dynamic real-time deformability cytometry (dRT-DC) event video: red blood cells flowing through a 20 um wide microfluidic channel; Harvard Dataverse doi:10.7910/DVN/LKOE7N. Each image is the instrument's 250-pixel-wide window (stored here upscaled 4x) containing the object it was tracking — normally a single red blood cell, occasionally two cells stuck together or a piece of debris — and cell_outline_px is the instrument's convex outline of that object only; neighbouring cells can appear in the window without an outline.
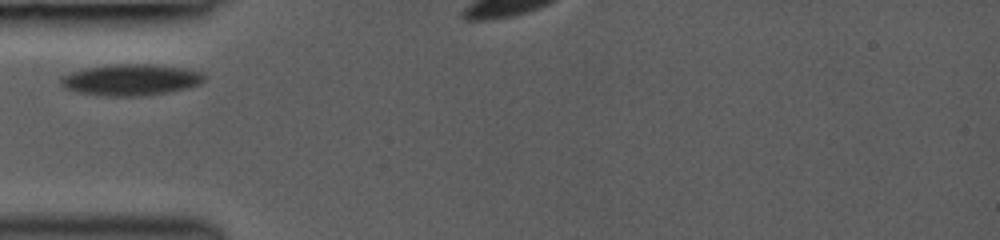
{"species": "common noctule bat (a hibernating species)", "species_latin": "Nyctalus noctula", "temperature_condition": "room temperature", "stored_images_in_passage": 27, "camera_frame_rate_fps": 3000, "um_per_image_px": 0.085, "animal": {"sex": "female", "body_mass_g": 19.0, "forearm_length_mm": 53.3}, "frame": {"image": 1, "passage_image": 1, "time_ms": 0.0, "image_size_px": [1000, 240], "cell_outline_px": [[204, 80], [200, 84], [188, 88], [140, 96], [100, 96], [80, 92], [64, 88], [60, 84], [60, 80], [64, 76], [72, 72], [84, 68], [116, 64], [148, 64], [184, 68], [204, 72]], "centroid_in_image_um": [11.13, 6.78], "position_along_channel_um": 73.9, "area_um2": 26.01}}
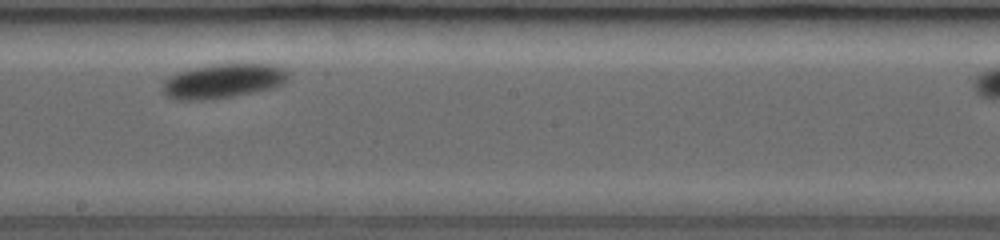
{"frame": {"image": 2, "passage_image": 13, "time_ms": 4.0, "image_size_px": [1000, 240], "cell_outline_px": [[292, 76], [284, 84], [276, 88], [256, 92], [232, 96], [200, 100], [176, 100], [164, 96], [160, 88], [164, 80], [168, 76], [180, 72], [196, 68], [216, 64], [272, 64], [284, 68]], "centroid_in_image_um": [18.99, 6.9], "position_along_channel_um": 229.2, "area_um2": 25.55}}
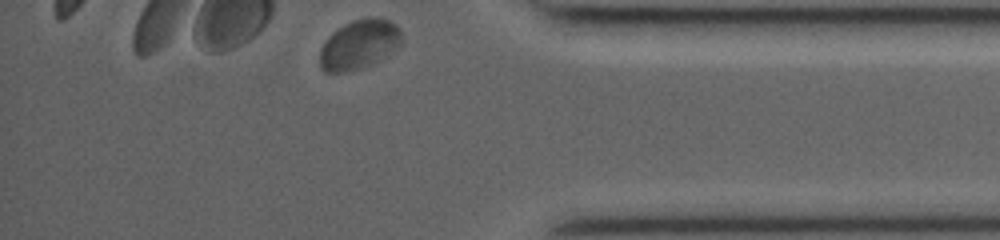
{"frame": {"image": 3, "passage_image": 27, "time_ms": 8.667, "image_size_px": [1000, 240], "cell_outline_px": [[400, 44], [396, 48], [372, 64], [360, 68], [344, 72], [324, 72], [320, 68], [320, 48], [328, 36], [332, 32], [344, 24], [352, 20], [368, 16], [380, 16], [396, 24], [400, 28]], "centroid_in_image_um": [30.5, 3.75], "position_along_channel_um": 404.7, "area_um2": 23.64}}